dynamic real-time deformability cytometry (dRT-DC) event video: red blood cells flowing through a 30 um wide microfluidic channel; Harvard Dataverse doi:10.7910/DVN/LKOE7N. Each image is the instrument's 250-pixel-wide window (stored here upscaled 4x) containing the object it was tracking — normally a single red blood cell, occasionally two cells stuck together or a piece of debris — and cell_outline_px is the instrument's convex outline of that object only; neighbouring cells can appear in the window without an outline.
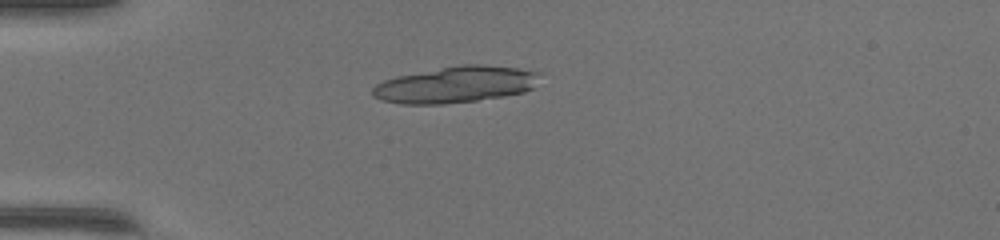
{"species": "common noctule bat (a hibernating species)", "species_latin": "Nyctalus noctula", "temperature_condition": "warm", "stored_images_in_passage": 36, "camera_frame_rate_fps": 3000, "um_per_image_px": 0.085, "animal": {"sex": "female", "body_mass_g": 17.0, "forearm_length_mm": 48.0}, "frame": {"image": 1, "passage_image": 1, "time_ms": 0.0, "image_size_px": [1000, 240], "cell_outline_px": [[544, 72], [532, 88], [524, 92], [504, 96], [476, 100], [444, 104], [400, 104], [380, 100], [372, 96], [372, 88], [376, 84], [384, 80], [396, 76], [460, 64], [480, 64], [516, 68]], "centroid_in_image_um": [38.73, 7.19], "position_along_channel_um": 46.3, "area_um2": 35.66}, "authors_computed_cell_mechanics": {"area_um2": 19.2763, "velocity_mm_per_s": 4.2768, "shape_relaxation_time_tau1_ms": 1.2519, "shape_relaxation_time_tau2_ms": 1.8695, "deformation_change_tau1": 0.316, "deformation_change_tau2": 0.0729}}